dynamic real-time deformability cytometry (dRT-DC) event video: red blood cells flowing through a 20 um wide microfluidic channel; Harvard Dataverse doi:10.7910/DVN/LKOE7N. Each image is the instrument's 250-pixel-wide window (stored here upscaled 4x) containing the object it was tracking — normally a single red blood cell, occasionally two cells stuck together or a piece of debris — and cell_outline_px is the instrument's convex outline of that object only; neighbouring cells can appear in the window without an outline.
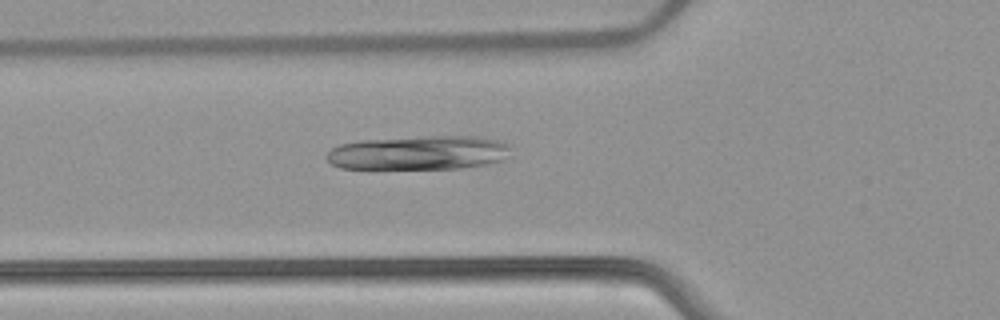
{"species": "common noctule bat (a hibernating species)", "species_latin": "Nyctalus noctula", "temperature_condition": "warm", "stored_images_in_passage": 24, "camera_frame_rate_fps": 3000, "um_per_image_px": 0.085, "animal": {"sex": "female", "body_mass_g": 22.7, "forearm_length_mm": 54.2}, "frame": {"image": 1, "passage_image": 3, "time_ms": 0.667, "image_size_px": [1000, 320], "cell_outline_px": [[512, 144], [504, 160], [484, 164], [460, 168], [340, 168], [332, 164], [324, 156], [332, 148], [340, 144], [360, 140], [424, 136], [480, 136]], "centroid_in_image_um": [35.6, 12.97], "position_along_channel_um": 90.2, "area_um2": 36.53}}
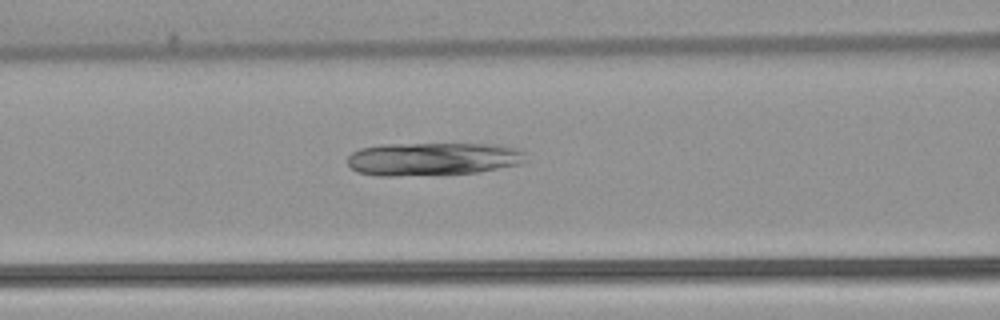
{"frame": {"image": 2, "passage_image": 6, "time_ms": 1.667, "image_size_px": [1000, 320], "cell_outline_px": [[524, 160], [520, 164], [476, 172], [396, 176], [376, 176], [356, 172], [348, 164], [348, 156], [352, 152], [360, 148], [380, 144], [500, 144], [520, 148], [524, 152]], "centroid_in_image_um": [36.76, 13.5], "position_along_channel_um": 129.8, "area_um2": 34.45}}